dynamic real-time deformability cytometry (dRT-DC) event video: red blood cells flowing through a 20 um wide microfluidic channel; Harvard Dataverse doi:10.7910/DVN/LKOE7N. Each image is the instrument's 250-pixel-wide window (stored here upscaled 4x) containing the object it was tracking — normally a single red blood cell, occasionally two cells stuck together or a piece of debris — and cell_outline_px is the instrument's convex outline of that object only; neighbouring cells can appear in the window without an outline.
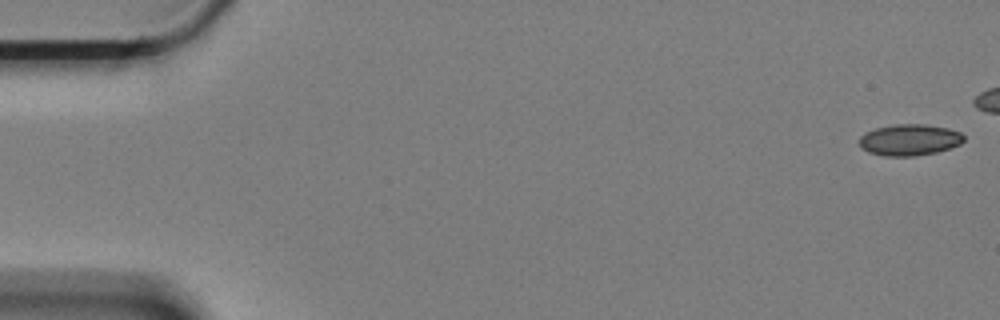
{"species": "Egyptian fruit bat (a non-hibernating species)", "species_latin": "Rousettus aegyptiacus", "temperature_condition": "cold", "stored_images_in_passage": 49, "camera_frame_rate_fps": 3000, "um_per_image_px": 0.085, "animal": {"sex": "female"}, "frame": {"image": 1, "passage_image": 1, "time_ms": 0.0, "image_size_px": [1000, 320], "cell_outline_px": [[964, 140], [960, 144], [936, 152], [916, 156], [884, 156], [868, 152], [860, 148], [860, 136], [864, 132], [876, 128], [896, 124], [924, 124], [948, 128], [960, 132], [964, 136]], "centroid_in_image_um": [77.28, 11.89], "position_along_channel_um": 7.7, "area_um2": 19.13}}
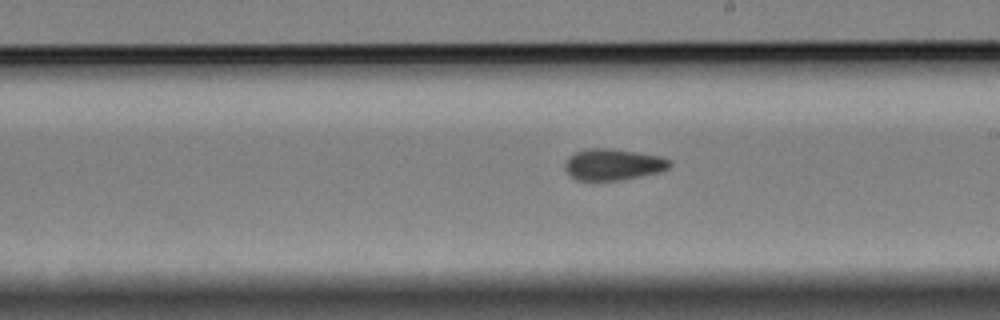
{"frame": {"image": 2, "passage_image": 34, "time_ms": 11.0, "image_size_px": [1000, 320], "cell_outline_px": [[672, 164], [668, 168], [660, 172], [620, 180], [576, 180], [564, 168], [564, 164], [568, 156], [576, 152], [588, 148], [612, 148], [660, 156], [672, 160]], "centroid_in_image_um": [52.12, 13.97], "position_along_channel_um": 236.9, "area_um2": 19.19}}
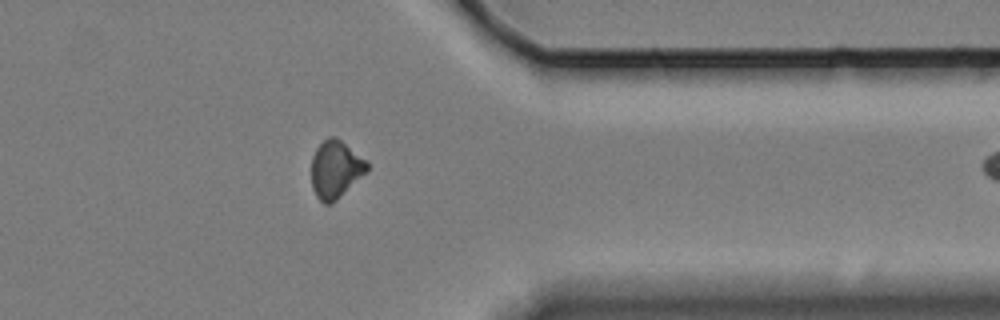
{"frame": {"image": 3, "passage_image": 48, "time_ms": 15.667, "image_size_px": [1000, 320], "cell_outline_px": [[368, 172], [332, 204], [324, 204], [316, 196], [312, 188], [312, 156], [316, 148], [328, 136], [336, 136], [364, 160], [368, 164]], "centroid_in_image_um": [28.51, 14.42], "position_along_channel_um": 382.9, "area_um2": 18.61}}